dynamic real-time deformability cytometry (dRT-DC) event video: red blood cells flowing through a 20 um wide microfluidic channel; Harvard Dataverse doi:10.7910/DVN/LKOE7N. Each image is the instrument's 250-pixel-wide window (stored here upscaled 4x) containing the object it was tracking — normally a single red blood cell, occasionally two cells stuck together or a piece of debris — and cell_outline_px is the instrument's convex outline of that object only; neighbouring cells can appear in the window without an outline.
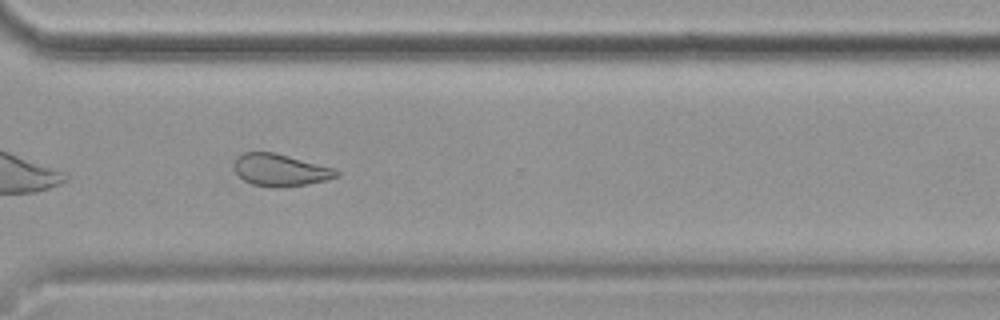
{"species": "common noctule bat (a hibernating species)", "species_latin": "Nyctalus noctula", "temperature_condition": "cold", "stored_images_in_passage": 35, "camera_frame_rate_fps": 3000, "um_per_image_px": 0.085, "animal": {"sex": "female", "body_mass_g": 19.9}, "frame": {"image": 1, "passage_image": 25, "time_ms": 8.0, "image_size_px": [1000, 320], "cell_outline_px": [[340, 176], [328, 180], [308, 184], [280, 188], [276, 188], [252, 184], [244, 180], [236, 172], [232, 164], [236, 156], [244, 152], [276, 152], [336, 168], [340, 172]], "centroid_in_image_um": [23.86, 14.45], "position_along_channel_um": 346.7, "area_um2": 19.65}}